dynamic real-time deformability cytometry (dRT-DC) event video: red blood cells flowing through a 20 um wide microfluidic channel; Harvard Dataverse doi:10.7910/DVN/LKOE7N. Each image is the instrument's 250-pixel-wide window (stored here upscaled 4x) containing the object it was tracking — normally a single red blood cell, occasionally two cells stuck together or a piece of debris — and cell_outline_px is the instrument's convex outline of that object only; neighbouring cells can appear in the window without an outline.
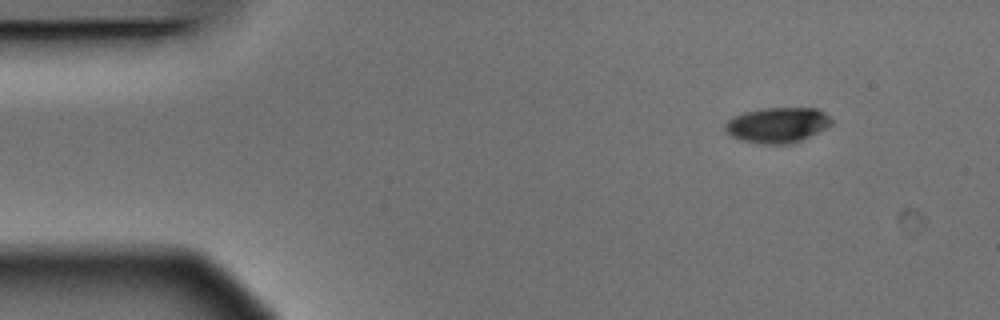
{"species": "Egyptian fruit bat (a non-hibernating species)", "species_latin": "Rousettus aegyptiacus", "temperature_condition": "warm", "stored_images_in_passage": 4, "camera_frame_rate_fps": 3000, "um_per_image_px": 0.085, "animal": {"sex": "male"}, "frame": {"image": 1, "passage_image": 1, "time_ms": 0.0, "image_size_px": [1000, 320], "cell_outline_px": [[832, 124], [800, 140], [788, 144], [760, 144], [740, 140], [732, 136], [724, 128], [724, 124], [732, 116], [744, 112], [760, 108], [816, 108], [824, 112], [832, 120]], "centroid_in_image_um": [66.03, 10.62], "position_along_channel_um": 19.0, "area_um2": 21.79}}
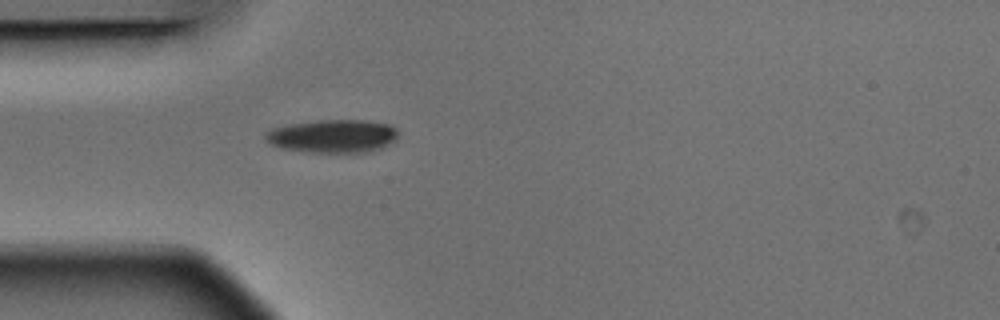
{"frame": {"image": 2, "passage_image": 4, "time_ms": 1.0, "image_size_px": [1000, 320], "cell_outline_px": [[400, 132], [396, 140], [380, 148], [368, 152], [304, 152], [280, 148], [268, 144], [264, 136], [272, 128], [288, 124], [320, 120], [364, 120], [388, 124], [396, 128]], "centroid_in_image_um": [28.28, 11.57], "position_along_channel_um": 56.7, "area_um2": 25.84}}